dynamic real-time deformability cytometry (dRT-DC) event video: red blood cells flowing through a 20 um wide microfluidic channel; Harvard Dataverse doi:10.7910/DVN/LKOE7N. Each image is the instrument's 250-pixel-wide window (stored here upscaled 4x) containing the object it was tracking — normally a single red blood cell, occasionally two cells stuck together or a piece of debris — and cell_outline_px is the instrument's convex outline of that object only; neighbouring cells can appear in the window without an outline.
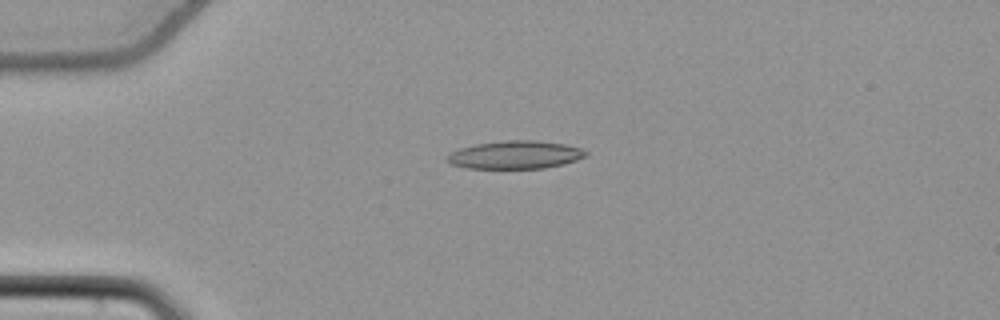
{"species": "common noctule bat (a hibernating species)", "species_latin": "Nyctalus noctula", "temperature_condition": "cold", "stored_images_in_passage": 41, "camera_frame_rate_fps": 3000, "um_per_image_px": 0.085, "animal": {"sex": "female", "body_mass_g": 22.7, "forearm_length_mm": 54.2}, "frame": {"image": 1, "passage_image": 1, "time_ms": 0.0, "image_size_px": [1000, 320], "cell_outline_px": [[588, 152], [584, 156], [576, 160], [564, 164], [544, 168], [468, 168], [448, 164], [444, 160], [444, 156], [460, 148], [476, 144], [504, 140], [536, 140], [564, 144], [580, 148]], "centroid_in_image_um": [43.73, 13.16], "position_along_channel_um": 41.3, "area_um2": 22.72}}
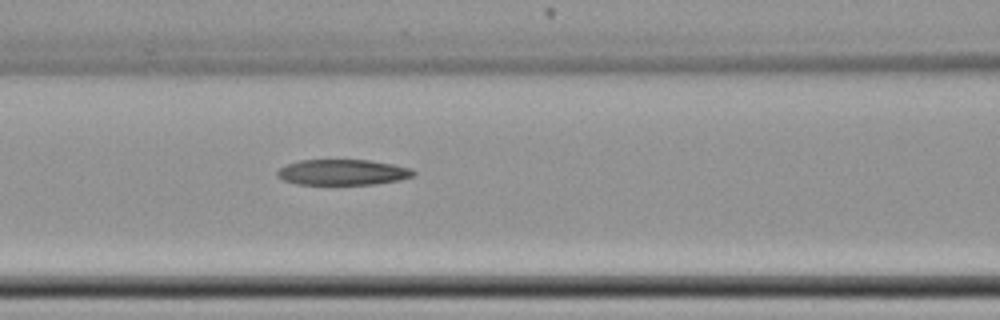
{"frame": {"image": 2, "passage_image": 11, "time_ms": 3.333, "image_size_px": [1000, 320], "cell_outline_px": [[416, 176], [400, 180], [376, 184], [296, 184], [284, 180], [276, 176], [276, 172], [280, 168], [288, 164], [300, 160], [368, 160], [392, 164], [412, 168], [416, 172]], "centroid_in_image_um": [29.17, 14.64], "position_along_channel_um": 137.4, "area_um2": 20.4}}
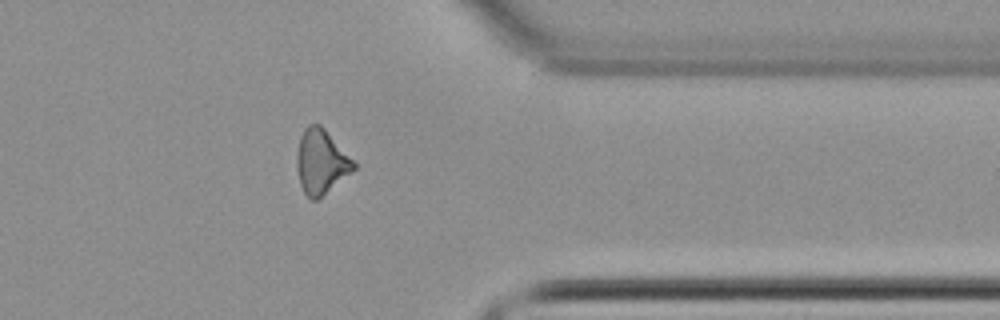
{"frame": {"image": 3, "passage_image": 31, "time_ms": 10.0, "image_size_px": [1000, 320], "cell_outline_px": [[356, 168], [316, 200], [312, 200], [304, 192], [300, 184], [296, 168], [296, 156], [300, 136], [304, 128], [308, 124], [320, 124], [324, 128], [356, 164]], "centroid_in_image_um": [27.25, 13.73], "position_along_channel_um": 384.1, "area_um2": 20.98}}